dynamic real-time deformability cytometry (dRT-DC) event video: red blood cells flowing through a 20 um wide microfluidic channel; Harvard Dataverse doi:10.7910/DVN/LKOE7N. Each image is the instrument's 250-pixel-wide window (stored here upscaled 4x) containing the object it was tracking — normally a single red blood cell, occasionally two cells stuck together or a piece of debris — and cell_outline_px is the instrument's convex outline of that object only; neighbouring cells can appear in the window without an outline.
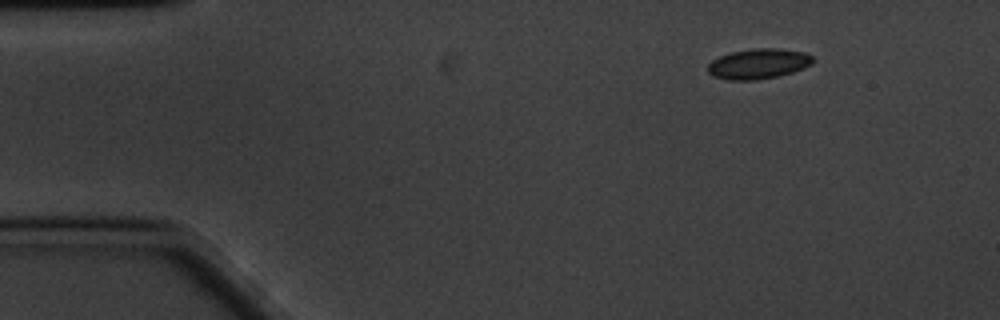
{"species": "common noctule bat (a hibernating species)", "species_latin": "Nyctalus noctula", "temperature_condition": "cold", "stored_images_in_passage": 54, "camera_frame_rate_fps": 3000, "um_per_image_px": 0.085, "animal": {"sex": "male", "body_mass_g": 20.1, "forearm_length_mm": 53.5}, "frame": {"image": 1, "passage_image": 1, "time_ms": 0.0, "image_size_px": [1000, 320], "cell_outline_px": [[812, 64], [804, 68], [792, 72], [776, 76], [756, 80], [728, 80], [712, 76], [708, 72], [708, 64], [712, 60], [720, 56], [732, 52], [752, 48], [776, 48], [804, 52], [812, 56]], "centroid_in_image_um": [64.44, 5.42], "position_along_channel_um": 20.6, "area_um2": 18.44}}
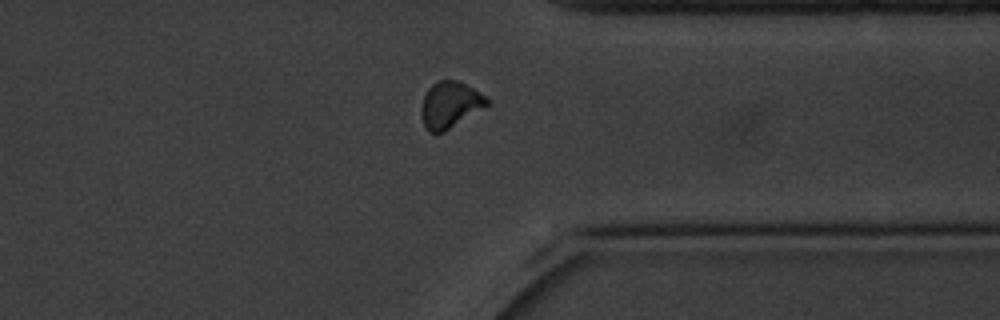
{"frame": {"image": 2, "passage_image": 40, "time_ms": 13.0, "image_size_px": [1000, 320], "cell_outline_px": [[488, 104], [444, 132], [436, 136], [428, 132], [424, 128], [420, 116], [420, 108], [424, 96], [428, 88], [432, 84], [440, 80], [456, 80], [472, 88], [484, 96], [488, 100]], "centroid_in_image_um": [38.15, 8.95], "position_along_channel_um": 373.2, "area_um2": 17.69}}
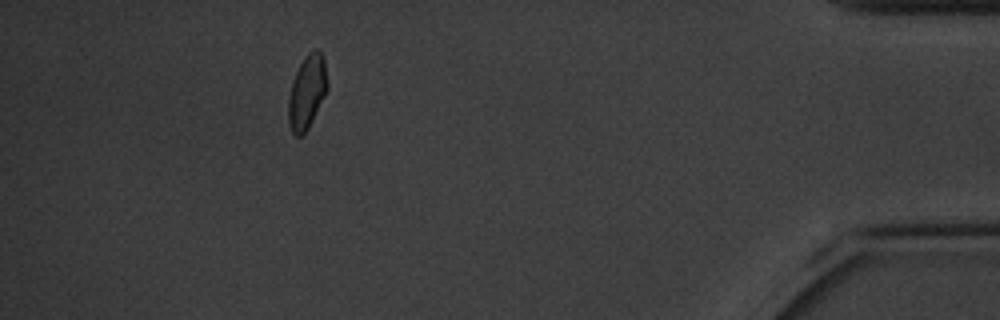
{"frame": {"image": 3, "passage_image": 48, "time_ms": 15.667, "image_size_px": [1000, 320], "cell_outline_px": [[328, 88], [308, 128], [300, 136], [296, 136], [292, 132], [288, 124], [288, 100], [292, 80], [304, 56], [312, 48], [320, 48], [324, 56], [328, 84]], "centroid_in_image_um": [26.1, 7.75], "position_along_channel_um": 409.1, "area_um2": 16.94}, "authors_computed_cell_mechanics": {"area_um2": 17.8313, "velocity_mm_per_s": 3.3208, "shape_relaxation_time_tau1_ms": null, "shape_relaxation_time_tau2_ms": 2.5002, "deformation_change_tau1": null, "deformation_change_tau2": 0.0535}}